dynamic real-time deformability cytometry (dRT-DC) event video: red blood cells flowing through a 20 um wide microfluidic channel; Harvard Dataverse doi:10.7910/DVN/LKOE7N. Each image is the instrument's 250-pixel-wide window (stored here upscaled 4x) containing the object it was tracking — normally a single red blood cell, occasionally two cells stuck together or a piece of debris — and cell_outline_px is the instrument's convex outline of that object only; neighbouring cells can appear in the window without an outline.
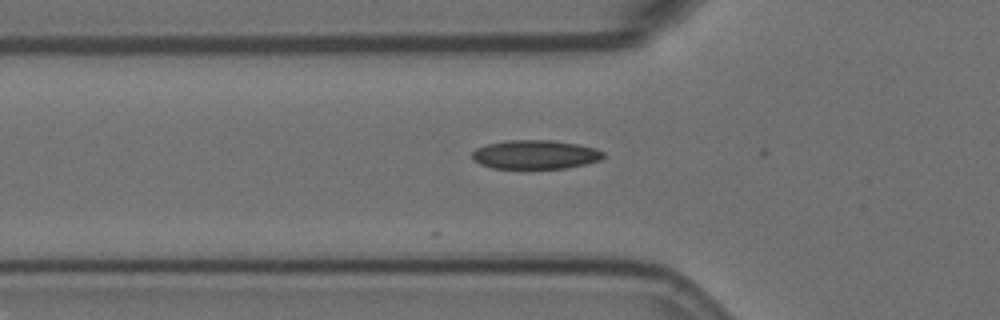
{"species": "Egyptian fruit bat (a non-hibernating species)", "species_latin": "Rousettus aegyptiacus", "temperature_condition": "room temperature", "stored_images_in_passage": 3, "camera_frame_rate_fps": 3000, "um_per_image_px": 0.085, "animal": {"sex": "female"}, "frame": {"image": 1, "passage_image": 3, "time_ms": 0.667, "image_size_px": [1000, 320], "cell_outline_px": [[604, 156], [600, 160], [568, 168], [492, 168], [480, 164], [472, 156], [472, 152], [476, 148], [488, 144], [508, 140], [552, 140], [576, 144], [596, 148], [604, 152]], "centroid_in_image_um": [45.51, 13.13], "position_along_channel_um": 80.3, "area_um2": 21.96}}